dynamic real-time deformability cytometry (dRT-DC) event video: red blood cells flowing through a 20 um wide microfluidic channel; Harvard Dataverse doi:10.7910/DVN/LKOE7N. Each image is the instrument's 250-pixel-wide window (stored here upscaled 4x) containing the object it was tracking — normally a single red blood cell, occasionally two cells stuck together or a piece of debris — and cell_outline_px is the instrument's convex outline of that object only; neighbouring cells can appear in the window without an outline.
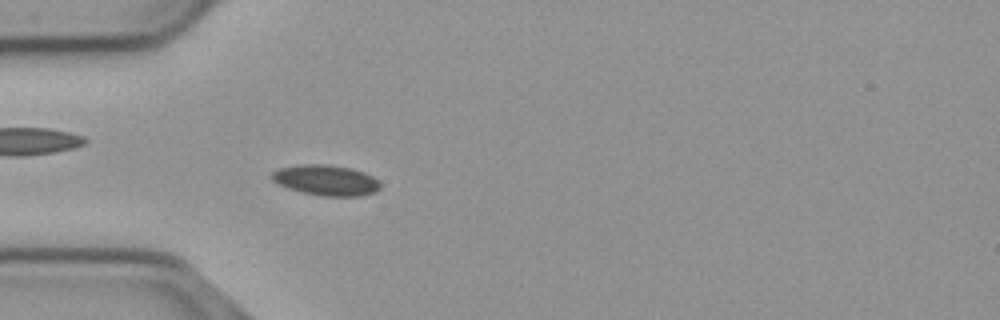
{"species": "common noctule bat (a hibernating species)", "species_latin": "Nyctalus noctula", "temperature_condition": "cold", "stored_images_in_passage": 48, "camera_frame_rate_fps": 3000, "um_per_image_px": 0.085, "animal": {"sex": "male", "body_mass_g": 23.1, "forearm_length_mm": 52.7}, "frame": {"image": 1, "passage_image": 9, "time_ms": 2.667, "image_size_px": [1000, 320], "cell_outline_px": [[380, 188], [376, 192], [360, 196], [320, 196], [288, 188], [272, 180], [268, 176], [272, 172], [280, 168], [304, 164], [328, 164], [352, 168], [364, 172], [372, 176], [380, 184]], "centroid_in_image_um": [27.71, 15.31], "position_along_channel_um": 57.3, "area_um2": 19.31}}
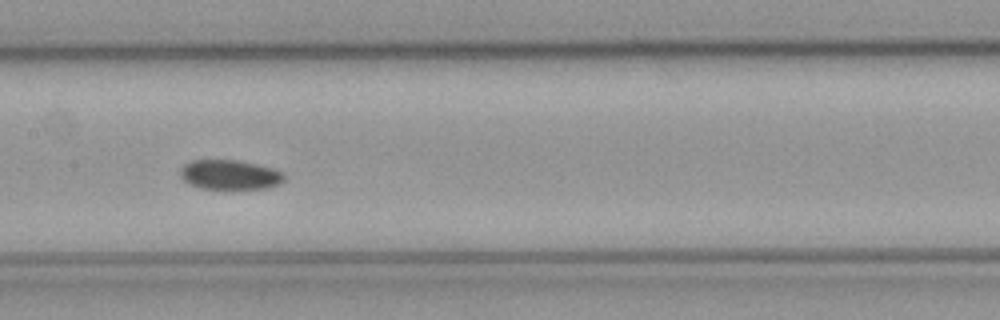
{"frame": {"image": 2, "passage_image": 20, "time_ms": 6.333, "image_size_px": [1000, 320], "cell_outline_px": [[284, 180], [280, 184], [268, 188], [200, 188], [184, 180], [180, 176], [180, 168], [184, 164], [192, 160], [236, 160], [256, 164], [272, 168], [284, 172]], "centroid_in_image_um": [19.55, 14.84], "position_along_channel_um": 187.9, "area_um2": 17.8}}
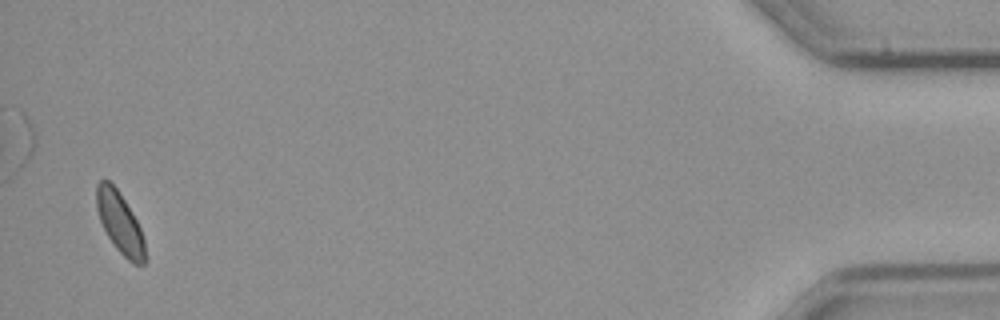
{"frame": {"image": 3, "passage_image": 47, "time_ms": 15.333, "image_size_px": [1000, 320], "cell_outline_px": [[144, 264], [132, 264], [116, 248], [108, 236], [100, 220], [96, 208], [96, 184], [100, 180], [108, 180], [116, 188], [132, 212], [140, 228], [144, 240]], "centroid_in_image_um": [10.17, 18.92], "position_along_channel_um": 425.0, "area_um2": 16.94}, "authors_computed_cell_mechanics": {"area_um2": 18.207, "velocity_mm_per_s": 3.6578, "shape_relaxation_time_tau1_ms": 3.2095, "shape_relaxation_time_tau2_ms": null, "deformation_change_tau1": 0.0428, "deformation_change_tau2": null}}